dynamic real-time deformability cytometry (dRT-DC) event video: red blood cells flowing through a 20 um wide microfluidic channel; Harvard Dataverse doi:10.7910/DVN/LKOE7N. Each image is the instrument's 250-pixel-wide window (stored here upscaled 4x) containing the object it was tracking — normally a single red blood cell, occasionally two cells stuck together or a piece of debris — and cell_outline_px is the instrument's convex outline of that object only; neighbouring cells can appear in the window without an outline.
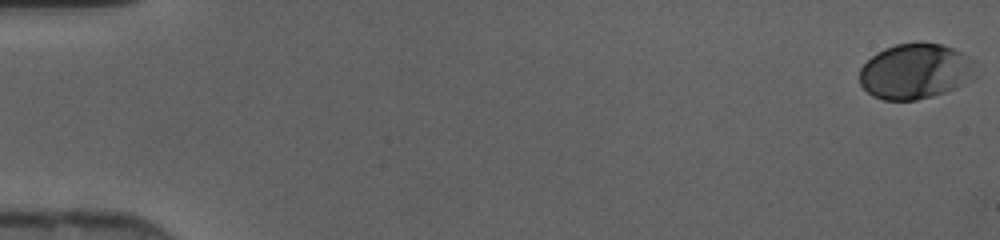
{"species": "human", "species_latin": "Homo sapiens", "temperature_condition": "cold", "stored_images_in_passage": 47, "camera_frame_rate_fps": 3000, "um_per_image_px": 0.085, "donor": {"sex": "female"}, "frame": {"image": 1, "passage_image": 1, "time_ms": 0.0, "image_size_px": [1000, 240], "cell_outline_px": [[980, 76], [956, 88], [932, 96], [916, 100], [884, 100], [872, 96], [860, 84], [860, 68], [876, 52], [884, 48], [896, 44], [920, 40], [940, 44], [952, 48], [976, 60]], "centroid_in_image_um": [77.88, 6.04], "position_along_channel_um": 7.1, "area_um2": 38.44}}
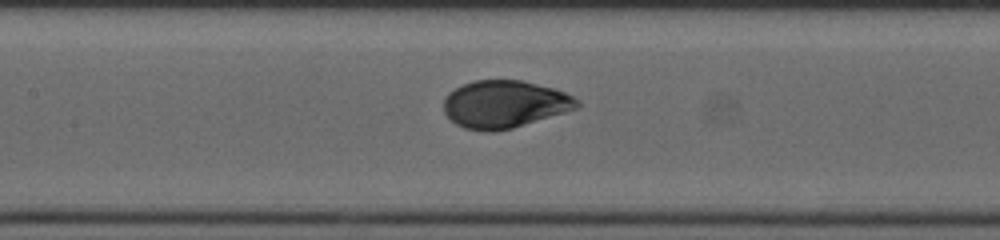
{"frame": {"image": 2, "passage_image": 23, "time_ms": 7.333, "image_size_px": [1000, 240], "cell_outline_px": [[580, 108], [512, 128], [492, 132], [484, 132], [464, 128], [456, 124], [444, 112], [444, 100], [448, 92], [464, 84], [476, 80], [520, 80], [552, 88], [564, 92], [580, 100]], "centroid_in_image_um": [42.9, 8.87], "position_along_channel_um": 164.5, "area_um2": 36.88}}
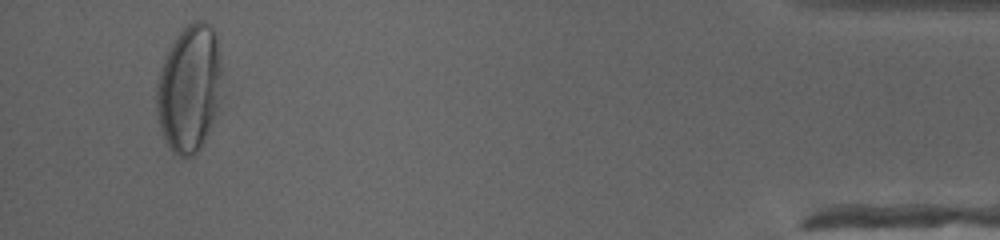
{"frame": {"image": 3, "passage_image": 45, "time_ms": 14.667, "image_size_px": [1000, 240], "cell_outline_px": [[220, 80], [216, 108], [200, 148], [192, 156], [176, 156], [172, 152], [164, 140], [160, 128], [156, 112], [156, 84], [164, 60], [176, 36], [188, 24], [196, 20], [204, 20], [216, 32], [220, 64]], "centroid_in_image_um": [16.04, 7.51], "position_along_channel_um": 419.2, "area_um2": 47.57}}